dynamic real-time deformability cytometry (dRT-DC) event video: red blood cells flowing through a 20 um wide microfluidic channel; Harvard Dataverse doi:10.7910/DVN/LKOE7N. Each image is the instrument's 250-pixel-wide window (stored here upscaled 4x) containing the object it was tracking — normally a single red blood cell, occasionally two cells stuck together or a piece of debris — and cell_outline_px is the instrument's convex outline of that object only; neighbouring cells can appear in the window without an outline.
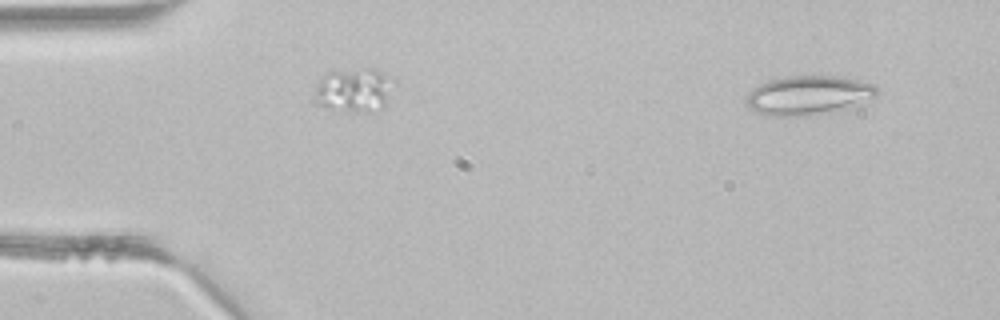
{"species": "common noctule bat (a hibernating species)", "species_latin": "Nyctalus noctula", "temperature_condition": "room temperature", "stored_images_in_passage": 32, "segment_of_instrument_passage": [1, 3], "camera_frame_rate_fps": 3000, "um_per_image_px": 0.085, "animal": {"sex": "male", "body_mass_g": 21.5, "forearm_length_mm": 52.0}, "frame": {"image": 1, "passage_image": 3, "time_ms": 0.667, "image_size_px": [1000, 320], "cell_outline_px": [[880, 92], [876, 96], [856, 104], [804, 116], [768, 116], [748, 108], [744, 100], [744, 96], [752, 88], [768, 80], [788, 76], [836, 76], [876, 84], [880, 88]], "centroid_in_image_um": [68.64, 8.08], "position_along_channel_um": 16.4, "area_um2": 29.59}}